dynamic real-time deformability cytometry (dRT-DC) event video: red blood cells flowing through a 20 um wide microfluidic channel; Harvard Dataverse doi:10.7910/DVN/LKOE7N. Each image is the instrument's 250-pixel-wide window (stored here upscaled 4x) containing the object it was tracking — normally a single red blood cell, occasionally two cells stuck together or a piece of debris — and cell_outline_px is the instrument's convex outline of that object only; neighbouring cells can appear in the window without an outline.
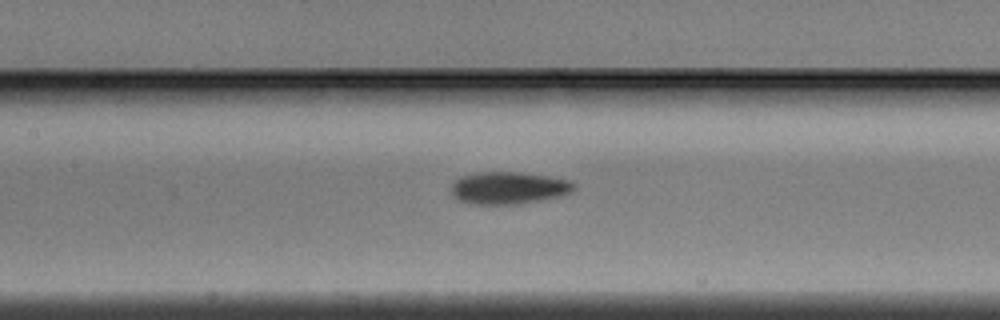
{"species": "Egyptian fruit bat (a non-hibernating species)", "species_latin": "Rousettus aegyptiacus", "temperature_condition": "warm", "stored_images_in_passage": 7, "camera_frame_rate_fps": 3000, "um_per_image_px": 0.085, "animal": {"sex": "male"}, "frame": {"image": 1, "passage_image": 7, "time_ms": 2.0, "image_size_px": [1000, 320], "cell_outline_px": [[576, 188], [572, 192], [560, 196], [540, 200], [516, 204], [468, 204], [456, 200], [452, 196], [452, 184], [460, 176], [480, 172], [520, 172], [548, 176], [568, 180], [576, 184]], "centroid_in_image_um": [43.21, 15.98], "position_along_channel_um": 164.2, "area_um2": 23.24}}